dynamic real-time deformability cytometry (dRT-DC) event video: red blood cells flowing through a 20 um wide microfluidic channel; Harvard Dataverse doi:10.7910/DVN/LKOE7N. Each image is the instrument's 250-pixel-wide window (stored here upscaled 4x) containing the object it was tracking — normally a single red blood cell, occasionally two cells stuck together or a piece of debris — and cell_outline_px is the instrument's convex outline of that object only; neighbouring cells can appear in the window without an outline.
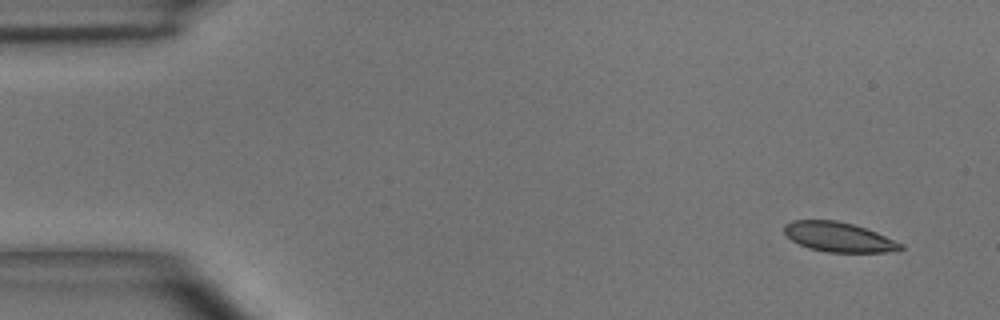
{"species": "common noctule bat (a hibernating species)", "species_latin": "Nyctalus noctula", "temperature_condition": "room temperature", "stored_images_in_passage": 48, "camera_frame_rate_fps": 3000, "um_per_image_px": 0.085, "animal": {"sex": "male", "body_mass_g": 15.6}, "frame": {"image": 1, "passage_image": 1, "time_ms": 0.0, "image_size_px": [1000, 320], "cell_outline_px": [[904, 248], [884, 252], [828, 252], [808, 248], [792, 240], [784, 232], [784, 224], [792, 220], [836, 220], [852, 224], [876, 232], [904, 244]], "centroid_in_image_um": [71.27, 20.14], "position_along_channel_um": 13.7, "area_um2": 19.94}}
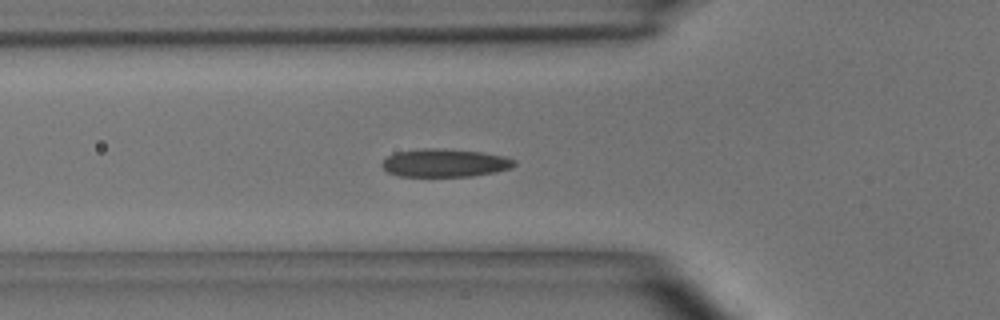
{"frame": {"image": 2, "passage_image": 15, "time_ms": 4.667, "image_size_px": [1000, 320], "cell_outline_px": [[516, 164], [512, 168], [496, 172], [472, 176], [400, 176], [388, 172], [380, 164], [388, 156], [396, 152], [424, 148], [440, 148], [484, 152], [504, 156], [516, 160]], "centroid_in_image_um": [37.85, 13.84], "position_along_channel_um": 88.0, "area_um2": 21.73}}
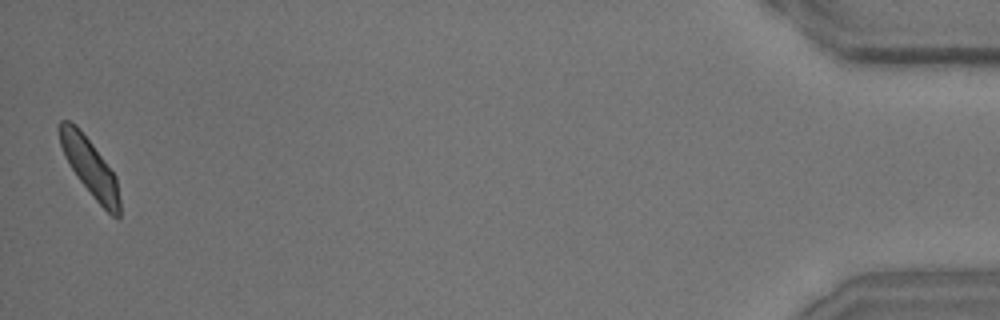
{"frame": {"image": 3, "passage_image": 48, "time_ms": 15.667, "image_size_px": [1000, 320], "cell_outline_px": [[120, 216], [116, 220], [92, 196], [80, 180], [72, 168], [60, 144], [56, 128], [60, 120], [68, 120], [76, 124], [92, 144], [116, 176], [120, 200]], "centroid_in_image_um": [7.64, 14.19], "position_along_channel_um": 427.6, "area_um2": 19.94}, "authors_computed_cell_mechanics": {"area_um2": 20.8369, "velocity_mm_per_s": 3.9088, "shape_relaxation_time_tau1_ms": null, "shape_relaxation_time_tau2_ms": 1.6779, "deformation_change_tau1": null, "deformation_change_tau2": 0.0677}}